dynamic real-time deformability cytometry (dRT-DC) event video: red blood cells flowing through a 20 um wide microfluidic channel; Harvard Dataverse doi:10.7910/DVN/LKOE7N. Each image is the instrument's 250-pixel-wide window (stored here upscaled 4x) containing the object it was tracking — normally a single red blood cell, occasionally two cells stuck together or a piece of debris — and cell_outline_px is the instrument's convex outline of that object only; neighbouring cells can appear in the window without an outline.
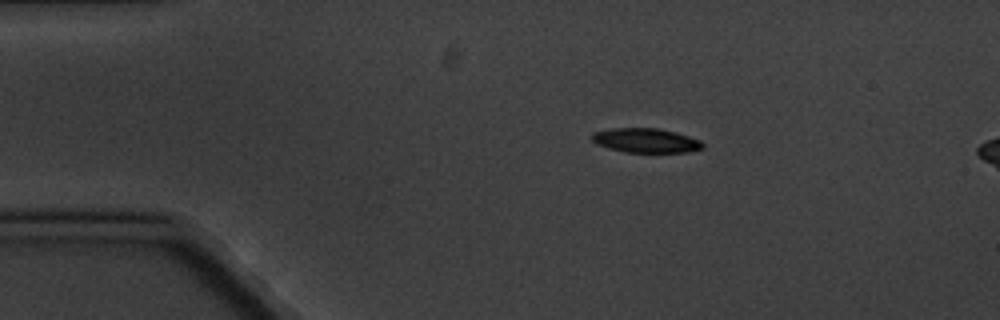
{"species": "common noctule bat (a hibernating species)", "species_latin": "Nyctalus noctula", "temperature_condition": "cold", "stored_images_in_passage": 3, "camera_frame_rate_fps": 3000, "um_per_image_px": 0.085, "animal": {"sex": "male", "body_mass_g": 20.1, "forearm_length_mm": 53.5}, "frame": {"image": 1, "passage_image": 1, "time_ms": 0.0, "image_size_px": [1000, 320], "cell_outline_px": [[704, 148], [688, 152], [624, 152], [608, 148], [596, 144], [588, 136], [592, 132], [612, 128], [656, 128], [676, 132], [700, 140], [704, 144]], "centroid_in_image_um": [54.85, 11.94], "position_along_channel_um": 30.1, "area_um2": 15.9}}